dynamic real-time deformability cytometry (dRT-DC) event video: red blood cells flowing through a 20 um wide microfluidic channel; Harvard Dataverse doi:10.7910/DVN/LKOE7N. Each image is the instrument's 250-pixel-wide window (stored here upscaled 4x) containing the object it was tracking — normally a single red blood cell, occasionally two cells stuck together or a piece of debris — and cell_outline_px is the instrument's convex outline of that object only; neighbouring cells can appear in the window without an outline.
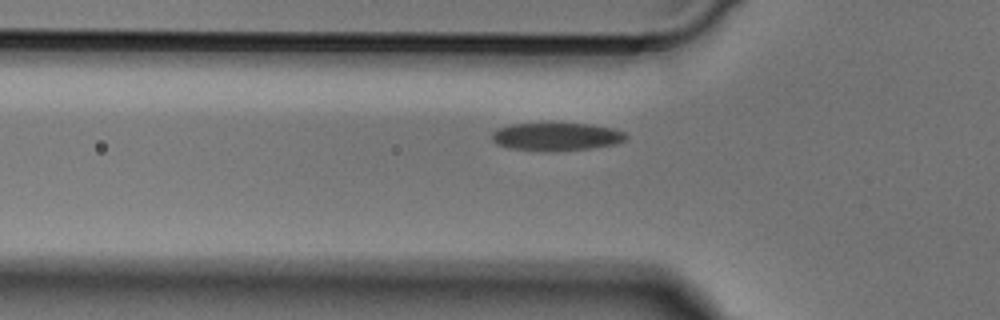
{"species": "Egyptian fruit bat (a non-hibernating species)", "species_latin": "Rousettus aegyptiacus", "temperature_condition": "cold", "stored_images_in_passage": 36, "camera_frame_rate_fps": 3000, "um_per_image_px": 0.085, "animal": {"sex": "male"}, "frame": {"image": 1, "passage_image": 2, "time_ms": 0.333, "image_size_px": [1000, 320], "cell_outline_px": [[628, 136], [624, 140], [616, 144], [588, 148], [548, 152], [508, 148], [496, 144], [492, 140], [492, 132], [496, 128], [512, 124], [588, 124], [612, 128], [624, 132]], "centroid_in_image_um": [47.25, 11.63], "position_along_channel_um": 78.6, "area_um2": 21.79}}
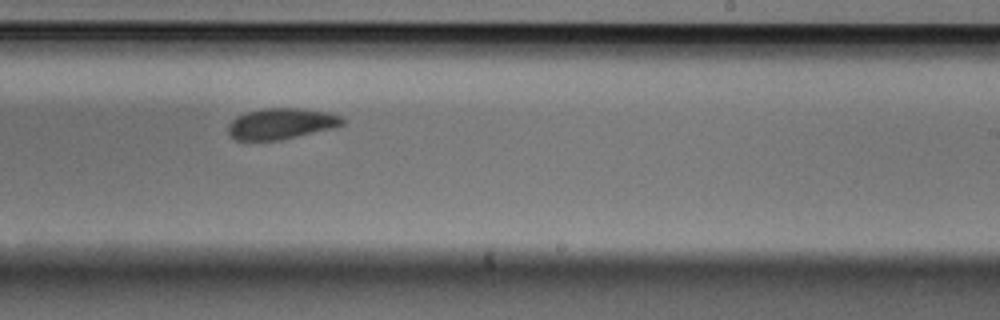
{"frame": {"image": 2, "passage_image": 16, "time_ms": 5.0, "image_size_px": [1000, 320], "cell_outline_px": [[344, 124], [332, 128], [280, 140], [236, 140], [228, 132], [228, 124], [236, 116], [248, 112], [264, 108], [300, 108], [328, 112], [340, 116], [344, 120]], "centroid_in_image_um": [23.89, 10.51], "position_along_channel_um": 265.1, "area_um2": 20.46}}
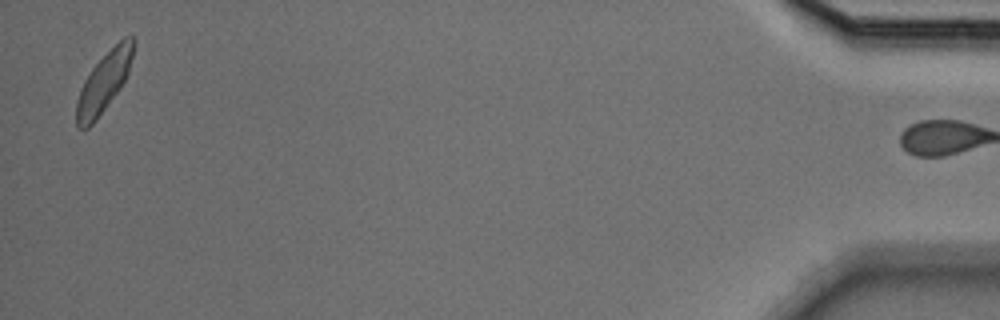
{"frame": {"image": 3, "passage_image": 35, "time_ms": 11.333, "image_size_px": [1000, 320], "cell_outline_px": [[136, 40], [128, 72], [120, 88], [96, 120], [88, 128], [80, 128], [76, 124], [76, 100], [80, 88], [84, 80], [92, 68], [124, 36], [132, 36]], "centroid_in_image_um": [8.82, 6.99], "position_along_channel_um": 426.4, "area_um2": 19.48}}